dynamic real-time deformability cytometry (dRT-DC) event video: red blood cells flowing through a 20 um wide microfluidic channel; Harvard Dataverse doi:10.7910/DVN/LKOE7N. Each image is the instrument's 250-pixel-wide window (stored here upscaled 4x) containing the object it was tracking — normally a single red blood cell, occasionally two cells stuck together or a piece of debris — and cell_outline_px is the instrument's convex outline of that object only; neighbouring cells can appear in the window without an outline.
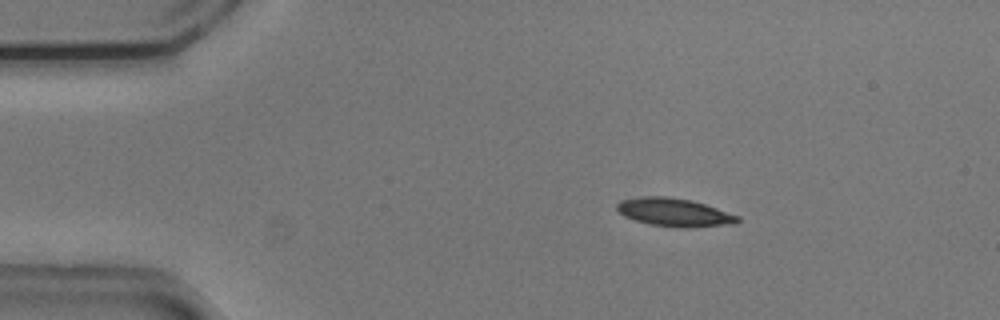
{"species": "common noctule bat (a hibernating species)", "species_latin": "Nyctalus noctula", "temperature_condition": "cold", "stored_images_in_passage": 46, "camera_frame_rate_fps": 3000, "um_per_image_px": 0.085, "animal": {"sex": "male", "body_mass_g": 20.5, "forearm_length_mm": 52.5}, "frame": {"image": 1, "passage_image": 1, "time_ms": 0.0, "image_size_px": [1000, 320], "cell_outline_px": [[740, 220], [736, 224], [688, 228], [680, 228], [648, 224], [624, 216], [616, 208], [616, 204], [620, 200], [640, 196], [668, 196], [692, 200], [740, 216]], "centroid_in_image_um": [57.32, 18.05], "position_along_channel_um": 27.7, "area_um2": 20.06}}
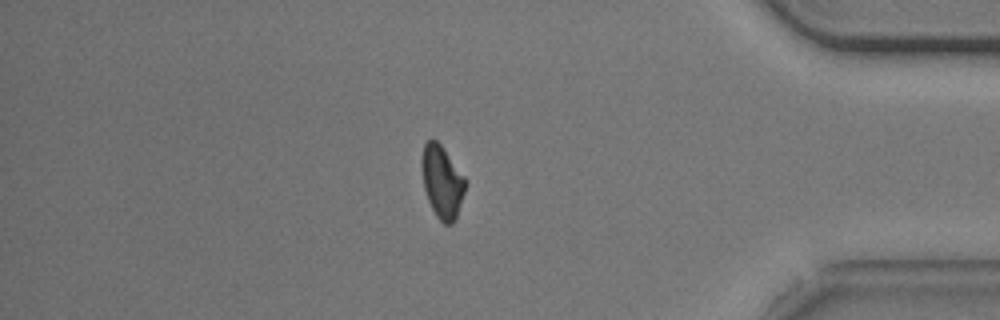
{"frame": {"image": 2, "passage_image": 38, "time_ms": 12.333, "image_size_px": [1000, 320], "cell_outline_px": [[468, 180], [456, 220], [452, 224], [444, 224], [436, 216], [428, 200], [424, 188], [420, 164], [420, 160], [424, 144], [432, 136], [440, 144]], "centroid_in_image_um": [37.58, 15.44], "position_along_channel_um": 397.6, "area_um2": 18.79}}
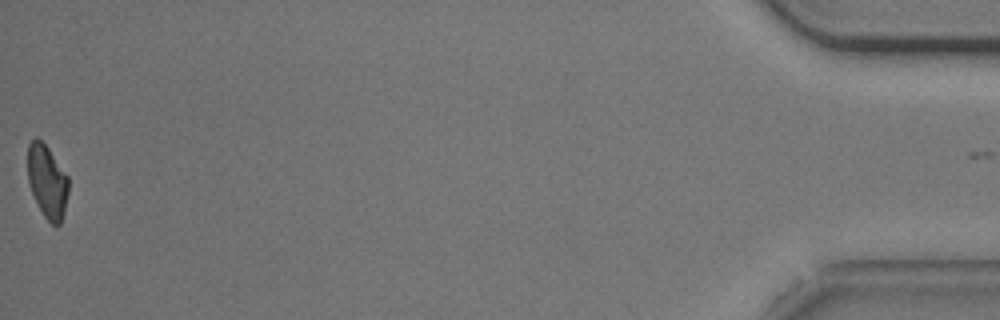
{"frame": {"image": 3, "passage_image": 46, "time_ms": 15.0, "image_size_px": [1000, 320], "cell_outline_px": [[68, 192], [64, 212], [60, 224], [52, 224], [44, 216], [32, 192], [28, 180], [28, 144], [36, 136], [48, 148], [68, 176]], "centroid_in_image_um": [4.02, 15.4], "position_along_channel_um": 431.2, "area_um2": 17.05}, "authors_computed_cell_mechanics": {"area_um2": 19.5364, "velocity_mm_per_s": 3.7268, "shape_relaxation_time_tau1_ms": 3.4604, "shape_relaxation_time_tau2_ms": null, "deformation_change_tau1": 0.1061, "deformation_change_tau2": null}}